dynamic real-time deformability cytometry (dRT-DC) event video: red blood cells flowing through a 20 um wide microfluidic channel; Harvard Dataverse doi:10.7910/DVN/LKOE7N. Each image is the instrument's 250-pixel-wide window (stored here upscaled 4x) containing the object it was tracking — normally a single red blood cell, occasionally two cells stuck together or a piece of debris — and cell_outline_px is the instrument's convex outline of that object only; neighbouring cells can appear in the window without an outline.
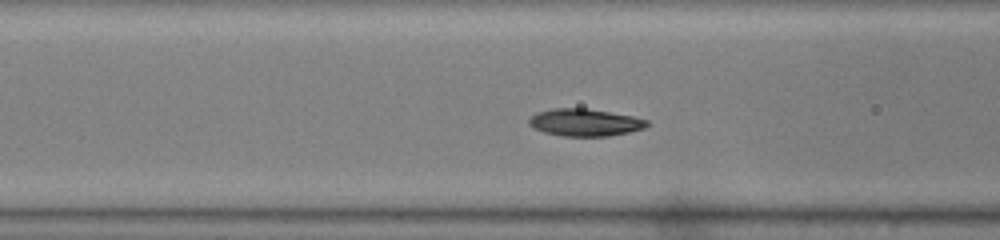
{"species": "common noctule bat (a hibernating species)", "species_latin": "Nyctalus noctula", "temperature_condition": "warm", "stored_images_in_passage": 48, "camera_frame_rate_fps": 3000, "um_per_image_px": 0.085, "animal": {"sex": "male", "body_mass_g": 19.0, "forearm_length_mm": 50.8}, "frame": {"image": 1, "passage_image": 17, "time_ms": 5.333, "image_size_px": [1000, 240], "cell_outline_px": [[648, 124], [644, 128], [628, 132], [608, 136], [564, 136], [544, 132], [532, 128], [528, 124], [528, 120], [536, 112], [552, 108], [584, 108], [632, 116], [648, 120]], "centroid_in_image_um": [49.67, 10.41], "position_along_channel_um": 116.9, "area_um2": 18.67}}
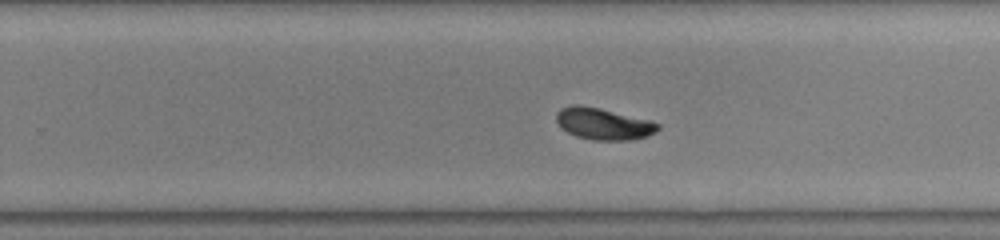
{"frame": {"image": 2, "passage_image": 29, "time_ms": 9.333, "image_size_px": [1000, 240], "cell_outline_px": [[660, 128], [656, 132], [648, 136], [632, 140], [592, 140], [576, 136], [560, 128], [556, 120], [556, 112], [560, 108], [572, 104], [580, 104], [600, 108], [652, 120], [660, 124]], "centroid_in_image_um": [51.29, 10.51], "position_along_channel_um": 278.5, "area_um2": 19.13}}
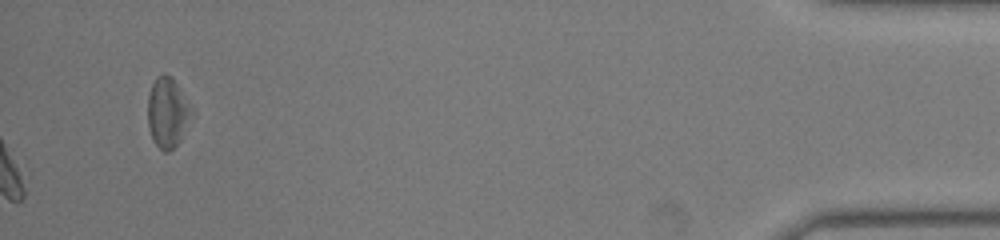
{"frame": {"image": 3, "passage_image": 48, "time_ms": 15.667, "image_size_px": [1000, 240], "cell_outline_px": [[196, 112], [180, 140], [168, 152], [164, 152], [152, 140], [148, 128], [148, 96], [152, 84], [156, 76], [164, 72], [172, 76]], "centroid_in_image_um": [14.27, 9.54], "position_along_channel_um": 420.9, "area_um2": 18.38}, "authors_computed_cell_mechanics": {"area_um2": 18.2648, "velocity_mm_per_s": 4.0625, "shape_relaxation_time_tau1_ms": 3.2164, "shape_relaxation_time_tau2_ms": 2.2762, "deformation_change_tau1": 0.1246, "deformation_change_tau2": 0.0519}}